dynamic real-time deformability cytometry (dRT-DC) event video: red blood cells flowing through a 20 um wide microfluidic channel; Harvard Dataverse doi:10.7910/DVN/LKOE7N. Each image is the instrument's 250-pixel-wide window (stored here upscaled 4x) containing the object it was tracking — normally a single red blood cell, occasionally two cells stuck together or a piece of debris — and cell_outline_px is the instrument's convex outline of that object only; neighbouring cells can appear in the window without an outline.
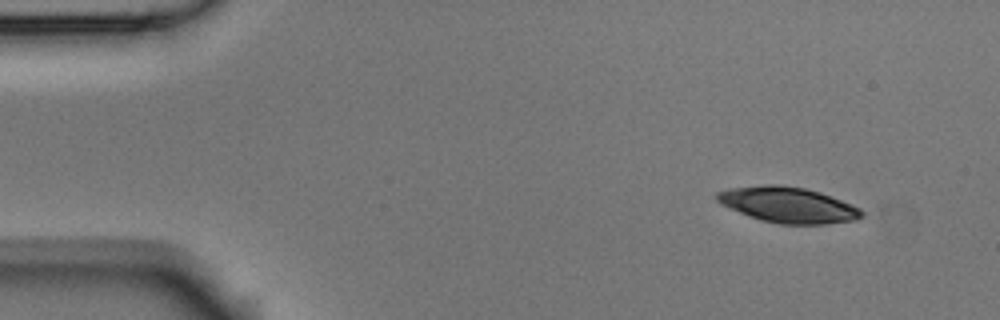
{"species": "Egyptian fruit bat (a non-hibernating species)", "species_latin": "Rousettus aegyptiacus", "temperature_condition": "room temperature", "stored_images_in_passage": 5, "camera_frame_rate_fps": 3000, "um_per_image_px": 0.085, "animal": {"sex": "male"}, "frame": {"image": 1, "passage_image": 1, "time_ms": 0.0, "image_size_px": [1000, 320], "cell_outline_px": [[864, 216], [856, 220], [824, 224], [780, 224], [760, 220], [720, 204], [716, 200], [716, 192], [728, 188], [768, 184], [780, 184], [804, 188], [820, 192], [852, 204], [860, 208], [864, 212]], "centroid_in_image_um": [66.99, 17.41], "position_along_channel_um": 18.0, "area_um2": 30.17}}
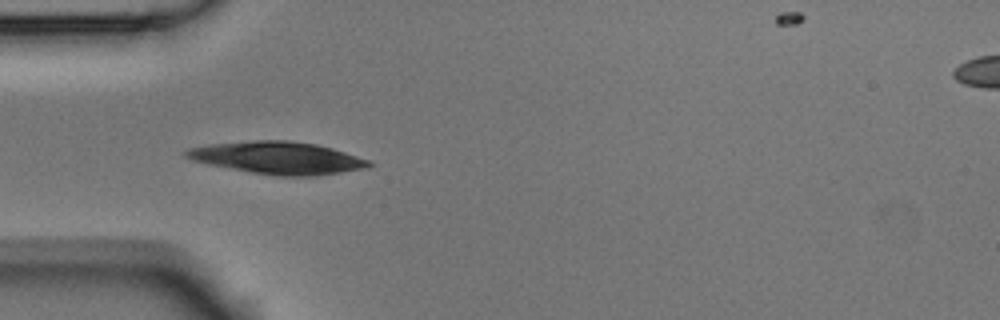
{"frame": {"image": 2, "passage_image": 4, "time_ms": 1.0, "image_size_px": [1000, 320], "cell_outline_px": [[372, 164], [364, 168], [340, 172], [312, 176], [280, 176], [252, 172], [208, 164], [192, 160], [184, 156], [180, 152], [188, 148], [212, 144], [256, 140], [288, 140], [316, 144], [332, 148], [372, 160]], "centroid_in_image_um": [23.59, 13.41], "position_along_channel_um": 61.4, "area_um2": 34.28}}
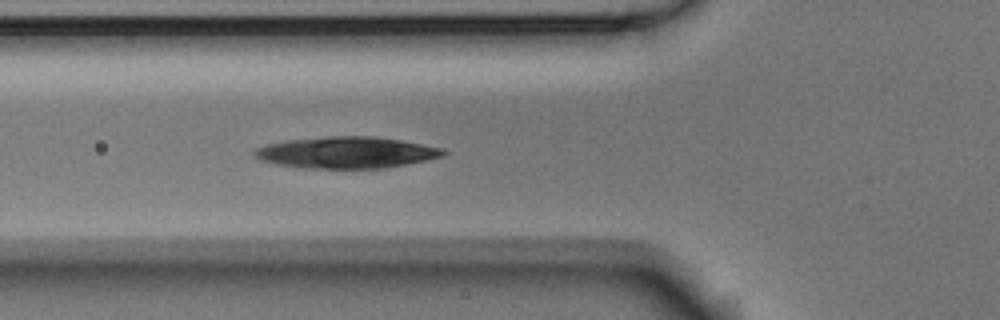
{"frame": {"image": 3, "passage_image": 5, "time_ms": 1.333, "image_size_px": [1000, 320], "cell_outline_px": [[448, 152], [444, 156], [384, 168], [304, 168], [276, 164], [260, 160], [252, 156], [252, 152], [256, 148], [264, 144], [284, 140], [328, 136], [376, 136], [400, 140], [444, 148]], "centroid_in_image_um": [29.39, 12.95], "position_along_channel_um": 96.4, "area_um2": 34.85}}